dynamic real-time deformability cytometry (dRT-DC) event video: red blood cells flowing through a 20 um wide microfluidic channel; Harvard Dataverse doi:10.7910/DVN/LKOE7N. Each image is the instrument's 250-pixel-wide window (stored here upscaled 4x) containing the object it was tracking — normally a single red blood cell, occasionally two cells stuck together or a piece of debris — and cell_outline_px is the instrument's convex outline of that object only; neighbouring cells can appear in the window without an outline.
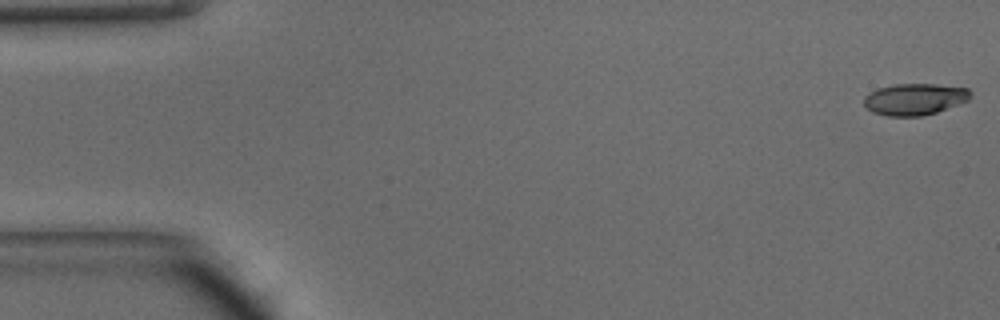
{"species": "common noctule bat (a hibernating species)", "species_latin": "Nyctalus noctula", "temperature_condition": "warm", "stored_images_in_passage": 12, "camera_frame_rate_fps": 3000, "um_per_image_px": 0.085, "animal": {"sex": "male", "body_mass_g": 15.6}, "frame": {"image": 1, "passage_image": 1, "time_ms": 0.0, "image_size_px": [1000, 320], "cell_outline_px": [[972, 92], [968, 100], [936, 112], [920, 116], [888, 116], [872, 112], [864, 104], [864, 96], [876, 88], [896, 84], [936, 84], [968, 88]], "centroid_in_image_um": [77.73, 8.42], "position_along_channel_um": 7.3, "area_um2": 19.54}}